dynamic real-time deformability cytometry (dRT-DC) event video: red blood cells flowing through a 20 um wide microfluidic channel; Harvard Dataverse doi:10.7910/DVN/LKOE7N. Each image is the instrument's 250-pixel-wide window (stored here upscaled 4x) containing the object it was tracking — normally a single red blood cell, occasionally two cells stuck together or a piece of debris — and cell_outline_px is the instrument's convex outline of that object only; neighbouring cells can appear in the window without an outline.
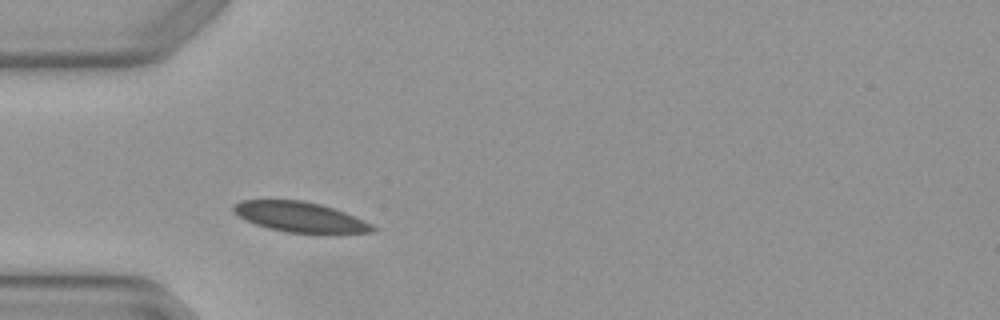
{"species": "Egyptian fruit bat (a non-hibernating species)", "species_latin": "Rousettus aegyptiacus", "temperature_condition": "warm", "stored_images_in_passage": 1, "camera_frame_rate_fps": 3000, "um_per_image_px": 0.085, "animal": {"sex": "female"}, "frame": {"image": 1, "passage_image": 1, "time_ms": 0.0, "image_size_px": [1000, 320], "cell_outline_px": [[376, 228], [372, 232], [340, 236], [324, 236], [288, 232], [268, 228], [244, 220], [232, 212], [232, 208], [240, 200], [304, 200], [320, 204], [344, 212], [364, 220], [372, 224]], "centroid_in_image_um": [25.59, 18.5], "position_along_channel_um": 59.4, "area_um2": 25.43}}